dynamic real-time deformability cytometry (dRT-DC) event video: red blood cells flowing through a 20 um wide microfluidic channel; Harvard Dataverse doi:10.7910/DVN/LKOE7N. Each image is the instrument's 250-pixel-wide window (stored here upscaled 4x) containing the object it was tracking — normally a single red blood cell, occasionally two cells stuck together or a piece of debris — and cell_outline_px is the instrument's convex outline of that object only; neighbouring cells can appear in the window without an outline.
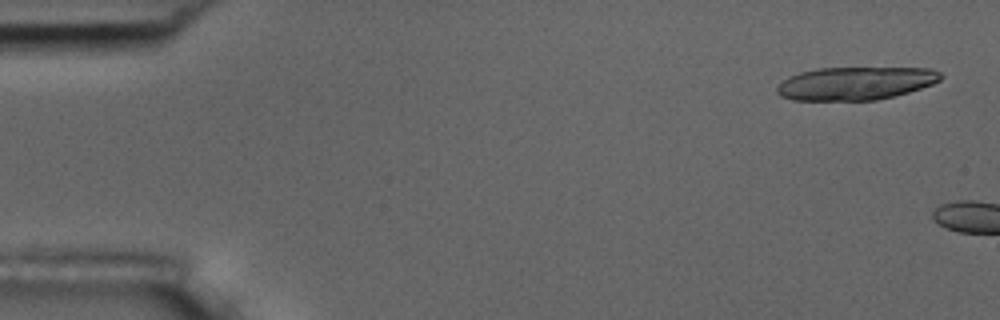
{"species": "common noctule bat (a hibernating species)", "species_latin": "Nyctalus noctula", "temperature_condition": "room temperature", "stored_images_in_passage": 4, "camera_frame_rate_fps": 3000, "um_per_image_px": 0.085, "animal": {"sex": "male", "body_mass_g": 17.5, "forearm_length_mm": 52.3}, "frame": {"image": 1, "passage_image": 1, "time_ms": 0.0, "image_size_px": [1000, 320], "cell_outline_px": [[944, 76], [940, 80], [932, 84], [908, 92], [876, 100], [792, 100], [780, 96], [776, 92], [776, 88], [788, 76], [800, 72], [820, 68], [932, 68], [940, 72]], "centroid_in_image_um": [72.71, 7.08], "position_along_channel_um": 12.3, "area_um2": 31.5}}